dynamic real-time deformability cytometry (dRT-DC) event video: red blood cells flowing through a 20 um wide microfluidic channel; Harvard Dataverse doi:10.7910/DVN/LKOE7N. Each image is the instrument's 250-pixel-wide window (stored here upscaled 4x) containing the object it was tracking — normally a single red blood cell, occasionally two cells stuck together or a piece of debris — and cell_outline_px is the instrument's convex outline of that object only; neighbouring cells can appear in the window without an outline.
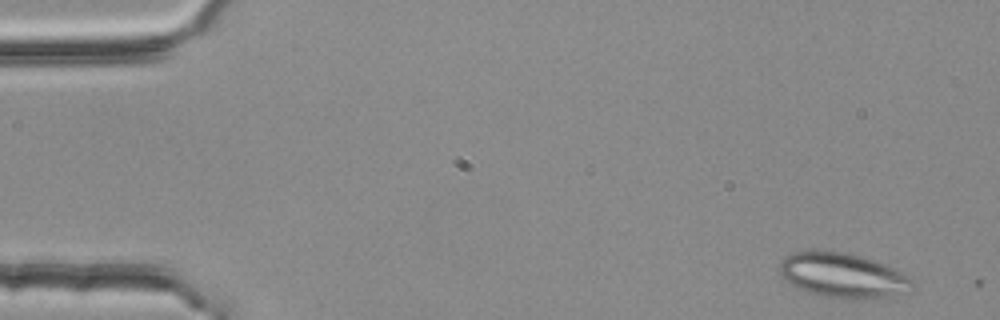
{"species": "common noctule bat (a hibernating species)", "species_latin": "Nyctalus noctula", "temperature_condition": "room temperature", "stored_images_in_passage": 2, "camera_frame_rate_fps": 3000, "um_per_image_px": 0.085, "animal": {"sex": "female", "body_mass_g": 25.1}, "frame": {"image": 1, "passage_image": 1, "time_ms": 0.0, "image_size_px": [1000, 320], "cell_outline_px": [[916, 288], [912, 292], [868, 300], [848, 300], [816, 296], [796, 288], [780, 276], [780, 260], [784, 256], [792, 252], [812, 248], [824, 248], [848, 252], [888, 264], [904, 272], [916, 284]], "centroid_in_image_um": [71.66, 23.4], "position_along_channel_um": 13.3, "area_um2": 36.76}}